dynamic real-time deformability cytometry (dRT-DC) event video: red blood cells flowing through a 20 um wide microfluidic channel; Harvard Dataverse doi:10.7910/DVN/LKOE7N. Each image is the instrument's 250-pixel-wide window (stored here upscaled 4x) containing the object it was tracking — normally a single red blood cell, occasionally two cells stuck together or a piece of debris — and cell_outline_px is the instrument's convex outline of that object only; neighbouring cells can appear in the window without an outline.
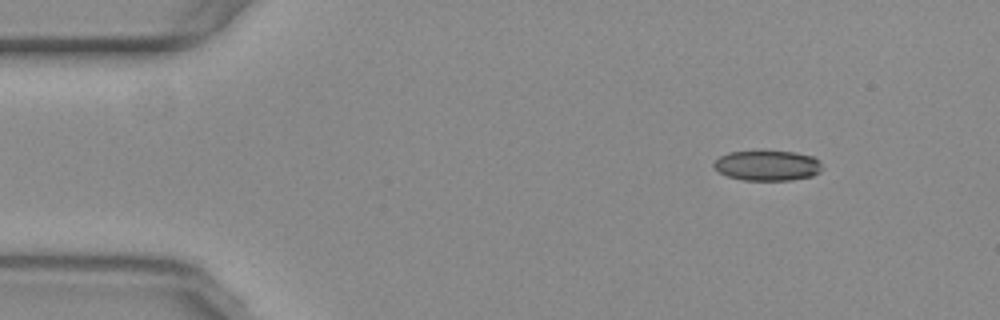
{"species": "common noctule bat (a hibernating species)", "species_latin": "Nyctalus noctula", "temperature_condition": "warm", "stored_images_in_passage": 48, "camera_frame_rate_fps": 3000, "um_per_image_px": 0.085, "animal": {"sex": "female", "body_mass_g": 29.2, "forearm_length_mm": 56.3}, "frame": {"image": 1, "passage_image": 1, "time_ms": 0.0, "image_size_px": [1000, 320], "cell_outline_px": [[824, 168], [820, 172], [812, 176], [792, 180], [744, 180], [728, 176], [720, 172], [712, 164], [720, 156], [728, 152], [792, 152], [812, 156], [820, 160]], "centroid_in_image_um": [65.28, 14.08], "position_along_channel_um": 19.7, "area_um2": 18.9}}
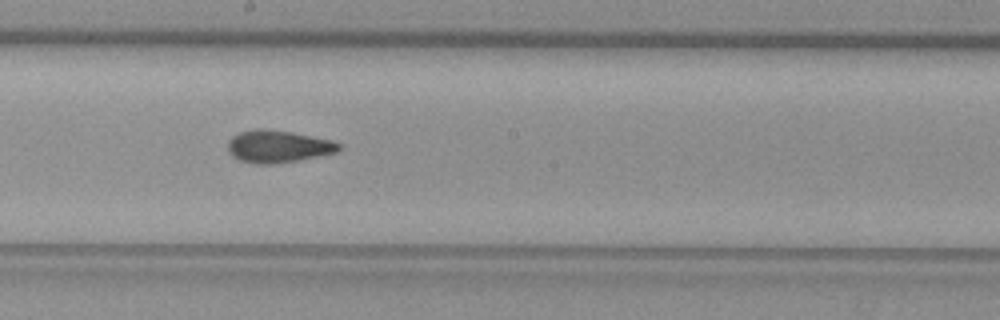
{"frame": {"image": 2, "passage_image": 24, "time_ms": 7.667, "image_size_px": [1000, 320], "cell_outline_px": [[344, 148], [336, 152], [296, 160], [272, 164], [256, 164], [240, 160], [232, 156], [228, 152], [228, 140], [232, 136], [240, 132], [256, 128], [260, 128], [292, 132], [332, 140], [340, 144]], "centroid_in_image_um": [23.61, 12.44], "position_along_channel_um": 224.6, "area_um2": 20.87}}
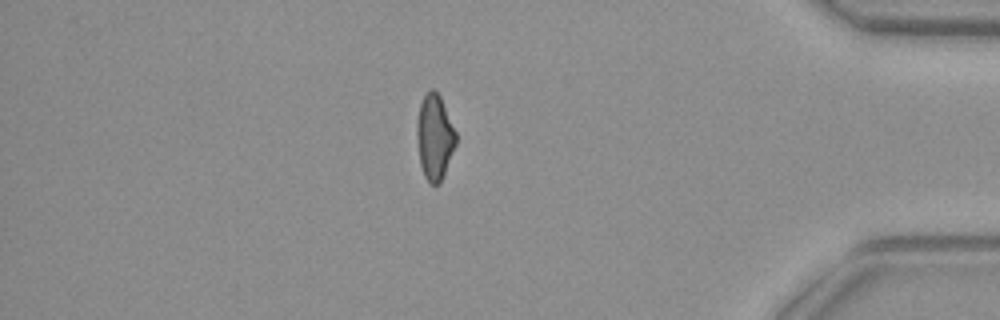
{"frame": {"image": 3, "passage_image": 41, "time_ms": 13.333, "image_size_px": [1000, 320], "cell_outline_px": [[456, 144], [440, 184], [428, 184], [424, 176], [420, 164], [416, 132], [416, 124], [420, 104], [424, 96], [432, 88], [440, 96], [456, 132]], "centroid_in_image_um": [36.93, 11.69], "position_along_channel_um": 398.3, "area_um2": 19.31}}